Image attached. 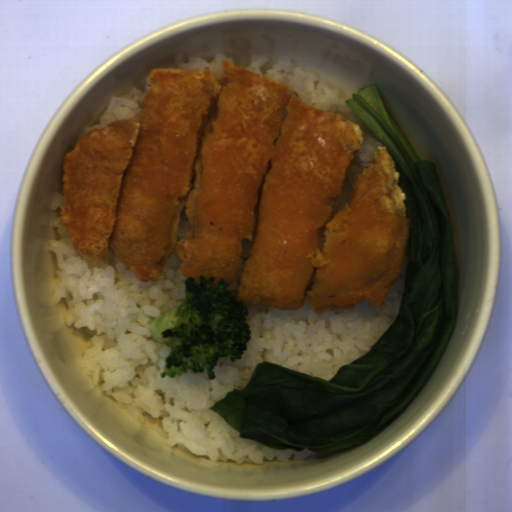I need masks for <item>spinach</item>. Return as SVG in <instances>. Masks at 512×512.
Segmentation results:
<instances>
[{"mask_svg":"<svg viewBox=\"0 0 512 512\" xmlns=\"http://www.w3.org/2000/svg\"><path fill=\"white\" fill-rule=\"evenodd\" d=\"M345 104L392 155L409 219L408 265L395 321L370 351L330 380L269 361L246 387L209 409L235 431L273 450L329 454L367 444L412 403L437 368L457 325L458 261L437 166L421 159L376 84Z\"/></svg>","mask_w":512,"mask_h":512,"instance_id":"obj_1","label":"spinach"}]
</instances>
